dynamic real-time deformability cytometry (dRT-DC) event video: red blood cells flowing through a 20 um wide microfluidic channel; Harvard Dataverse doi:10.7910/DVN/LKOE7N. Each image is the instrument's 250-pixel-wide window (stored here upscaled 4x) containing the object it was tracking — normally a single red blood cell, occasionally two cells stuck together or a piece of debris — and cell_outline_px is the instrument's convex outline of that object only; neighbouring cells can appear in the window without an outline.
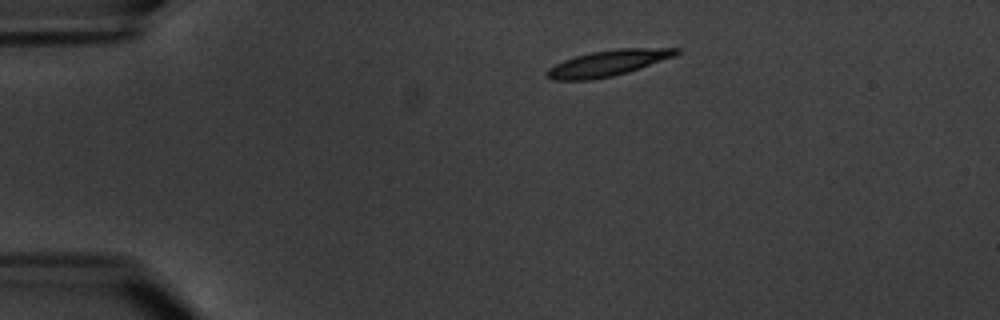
{"species": "common noctule bat (a hibernating species)", "species_latin": "Nyctalus noctula", "temperature_condition": "warm", "stored_images_in_passage": 5, "camera_frame_rate_fps": 3000, "um_per_image_px": 0.085, "animal": {"sex": "male", "body_mass_g": 20.1, "forearm_length_mm": 53.5}, "frame": {"image": 1, "passage_image": 1, "time_ms": 0.0, "image_size_px": [1000, 320], "cell_outline_px": [[680, 52], [672, 56], [640, 68], [628, 72], [612, 76], [592, 80], [552, 80], [544, 76], [544, 72], [548, 68], [564, 60], [576, 56], [592, 52], [620, 48], [680, 48]], "centroid_in_image_um": [51.6, 5.38], "position_along_channel_um": 33.4, "area_um2": 19.36}}